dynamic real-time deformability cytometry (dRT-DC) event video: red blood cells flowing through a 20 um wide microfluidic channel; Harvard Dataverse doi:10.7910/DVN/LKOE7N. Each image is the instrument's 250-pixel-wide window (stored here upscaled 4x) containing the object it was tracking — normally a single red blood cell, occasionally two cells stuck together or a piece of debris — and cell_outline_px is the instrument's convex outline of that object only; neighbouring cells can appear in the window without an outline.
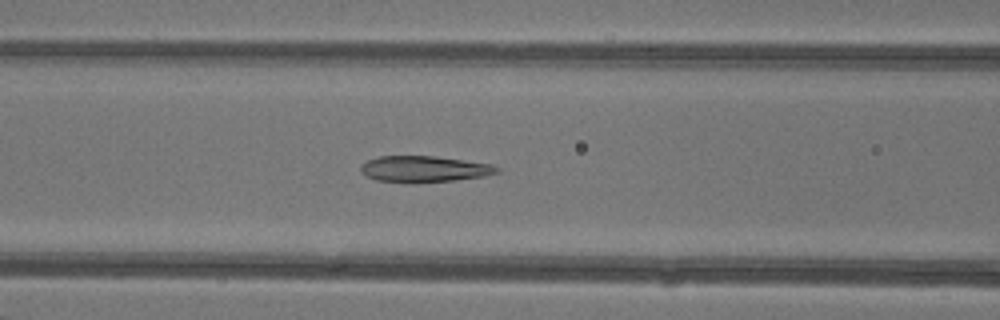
{"species": "common noctule bat (a hibernating species)", "species_latin": "Nyctalus noctula", "temperature_condition": "warm", "stored_images_in_passage": 47, "camera_frame_rate_fps": 3000, "um_per_image_px": 0.085, "animal": {"sex": "female"}, "frame": {"image": 1, "passage_image": 20, "time_ms": 6.333, "image_size_px": [1000, 320], "cell_outline_px": [[500, 172], [484, 176], [456, 180], [412, 184], [408, 184], [376, 180], [368, 176], [360, 168], [360, 164], [368, 160], [380, 156], [436, 156], [492, 164], [500, 168]], "centroid_in_image_um": [36.07, 14.38], "position_along_channel_um": 130.5, "area_um2": 21.1}}
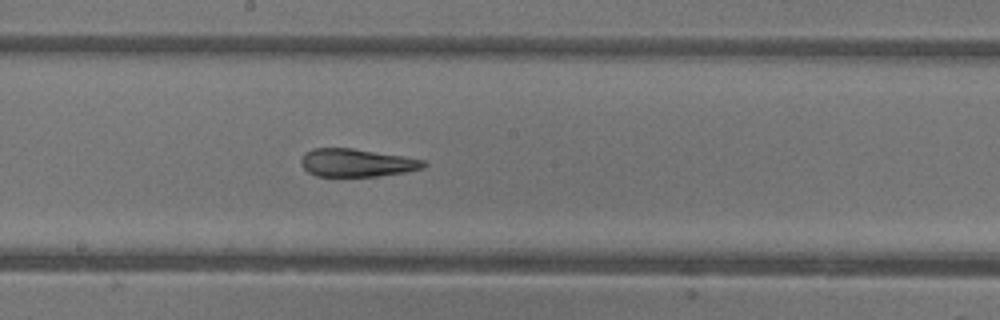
{"frame": {"image": 2, "passage_image": 26, "time_ms": 8.333, "image_size_px": [1000, 320], "cell_outline_px": [[428, 164], [424, 168], [404, 172], [376, 176], [316, 176], [308, 172], [300, 164], [300, 160], [304, 152], [312, 148], [352, 148], [424, 160]], "centroid_in_image_um": [30.27, 13.83], "position_along_channel_um": 217.9, "area_um2": 19.88}}
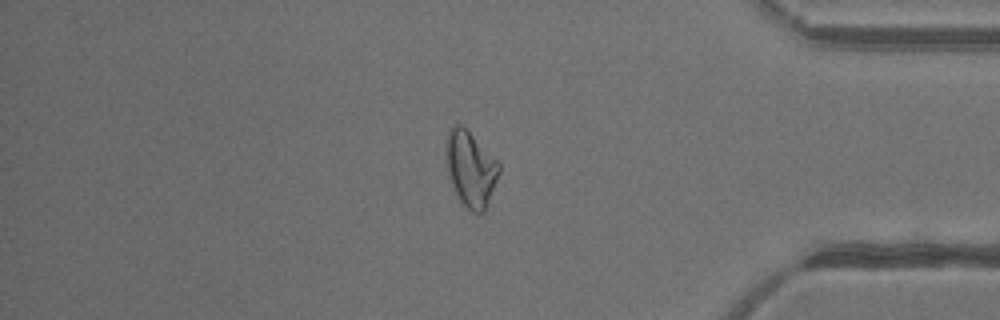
{"frame": {"image": 3, "passage_image": 40, "time_ms": 13.0, "image_size_px": [1000, 320], "cell_outline_px": [[500, 172], [484, 212], [476, 216], [460, 200], [452, 184], [448, 172], [444, 156], [448, 132], [456, 124], [460, 124], [500, 164]], "centroid_in_image_um": [39.99, 14.39], "position_along_channel_um": 395.2, "area_um2": 22.83}, "authors_computed_cell_mechanics": {"area_um2": 22.5998, "velocity_mm_per_s": 4.3668, "shape_relaxation_time_tau1_ms": null, "shape_relaxation_time_tau2_ms": 2.0322, "deformation_change_tau1": null, "deformation_change_tau2": 0.1069}}